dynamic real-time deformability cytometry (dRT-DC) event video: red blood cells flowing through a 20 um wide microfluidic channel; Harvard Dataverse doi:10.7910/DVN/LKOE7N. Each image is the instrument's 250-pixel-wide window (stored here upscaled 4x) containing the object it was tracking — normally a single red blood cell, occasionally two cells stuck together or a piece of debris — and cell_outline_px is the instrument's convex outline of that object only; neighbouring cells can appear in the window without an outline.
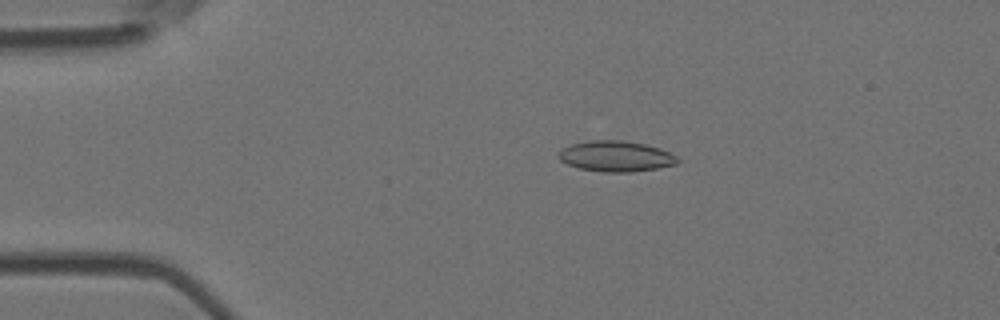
{"species": "Egyptian fruit bat (a non-hibernating species)", "species_latin": "Rousettus aegyptiacus", "temperature_condition": "room temperature", "stored_images_in_passage": 6, "camera_frame_rate_fps": 3000, "um_per_image_px": 0.085, "animal": {"sex": "female"}, "frame": {"image": 1, "passage_image": 3, "time_ms": 2.667, "image_size_px": [1000, 320], "cell_outline_px": [[680, 160], [676, 164], [656, 168], [632, 172], [604, 172], [580, 168], [568, 164], [560, 160], [556, 156], [564, 148], [572, 144], [588, 140], [624, 140], [644, 144], [660, 148], [676, 156]], "centroid_in_image_um": [52.35, 13.28], "position_along_channel_um": 32.7, "area_um2": 21.15}}
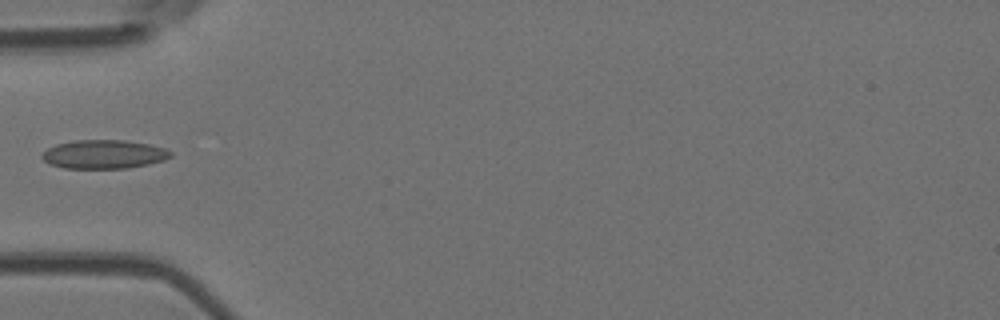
{"frame": {"image": 2, "passage_image": 5, "time_ms": 5.0, "image_size_px": [1000, 320], "cell_outline_px": [[172, 156], [164, 160], [148, 164], [128, 168], [64, 168], [48, 164], [40, 156], [48, 148], [56, 144], [72, 140], [124, 140], [148, 144], [164, 148], [172, 152]], "centroid_in_image_um": [8.81, 13.11], "position_along_channel_um": 76.2, "area_um2": 21.56}}
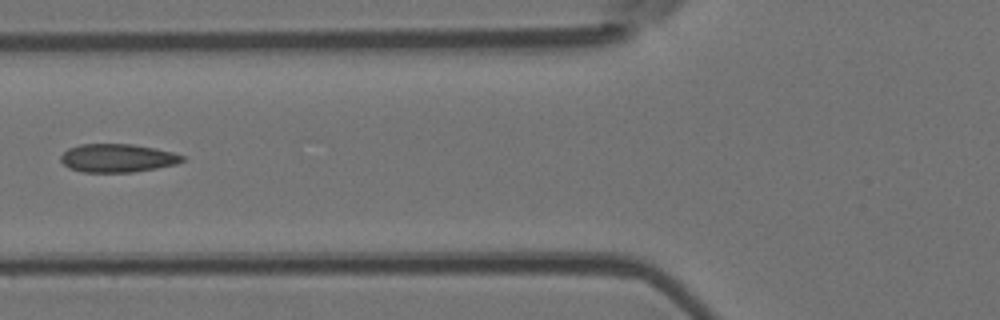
{"frame": {"image": 3, "passage_image": 6, "time_ms": 6.0, "image_size_px": [1000, 320], "cell_outline_px": [[184, 160], [176, 164], [156, 168], [132, 172], [84, 172], [68, 168], [60, 160], [60, 156], [68, 148], [80, 144], [132, 144], [172, 152], [184, 156]], "centroid_in_image_um": [9.95, 13.43], "position_along_channel_um": 115.9, "area_um2": 19.94}}